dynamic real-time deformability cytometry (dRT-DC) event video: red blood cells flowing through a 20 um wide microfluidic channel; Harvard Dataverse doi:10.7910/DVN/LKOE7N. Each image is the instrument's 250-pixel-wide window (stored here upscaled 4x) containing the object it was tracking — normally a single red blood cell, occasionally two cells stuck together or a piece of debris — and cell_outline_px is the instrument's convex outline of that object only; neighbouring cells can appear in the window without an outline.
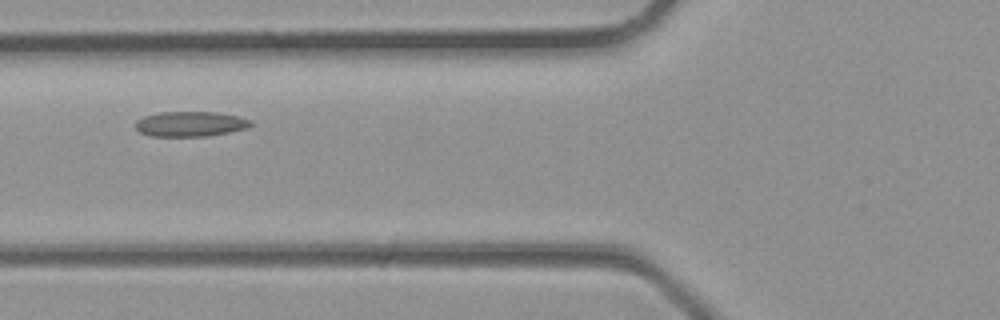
{"species": "common noctule bat (a hibernating species)", "species_latin": "Nyctalus noctula", "temperature_condition": "room temperature", "stored_images_in_passage": 5, "camera_frame_rate_fps": 3000, "um_per_image_px": 0.085, "animal": {"sex": "male", "body_mass_g": 23.1, "forearm_length_mm": 52.7}, "frame": {"image": 1, "passage_image": 5, "time_ms": 1.333, "image_size_px": [1000, 320], "cell_outline_px": [[252, 124], [248, 128], [208, 136], [152, 136], [140, 132], [136, 128], [136, 120], [144, 116], [160, 112], [216, 112], [236, 116], [252, 120]], "centroid_in_image_um": [16.18, 10.53], "position_along_channel_um": 109.6, "area_um2": 16.76}}